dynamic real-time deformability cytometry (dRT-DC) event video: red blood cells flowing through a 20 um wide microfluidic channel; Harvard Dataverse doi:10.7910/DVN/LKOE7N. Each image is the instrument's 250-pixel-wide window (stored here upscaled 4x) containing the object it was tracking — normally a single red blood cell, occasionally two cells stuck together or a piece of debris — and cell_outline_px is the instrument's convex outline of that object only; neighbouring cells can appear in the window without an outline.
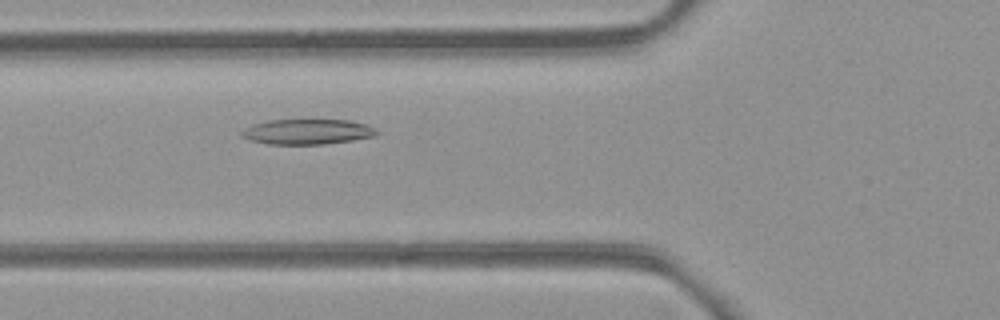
{"species": "common noctule bat (a hibernating species)", "species_latin": "Nyctalus noctula", "temperature_condition": "room temperature", "stored_images_in_passage": 5, "camera_frame_rate_fps": 3000, "um_per_image_px": 0.085, "animal": {"sex": "female", "body_mass_g": 21.9}, "frame": {"image": 1, "passage_image": 5, "time_ms": 4.333, "image_size_px": [1000, 320], "cell_outline_px": [[380, 132], [376, 136], [352, 140], [324, 144], [268, 144], [252, 140], [240, 136], [240, 132], [252, 124], [268, 120], [348, 120], [368, 124], [376, 128]], "centroid_in_image_um": [26.16, 11.19], "position_along_channel_um": 99.6, "area_um2": 19.94}}